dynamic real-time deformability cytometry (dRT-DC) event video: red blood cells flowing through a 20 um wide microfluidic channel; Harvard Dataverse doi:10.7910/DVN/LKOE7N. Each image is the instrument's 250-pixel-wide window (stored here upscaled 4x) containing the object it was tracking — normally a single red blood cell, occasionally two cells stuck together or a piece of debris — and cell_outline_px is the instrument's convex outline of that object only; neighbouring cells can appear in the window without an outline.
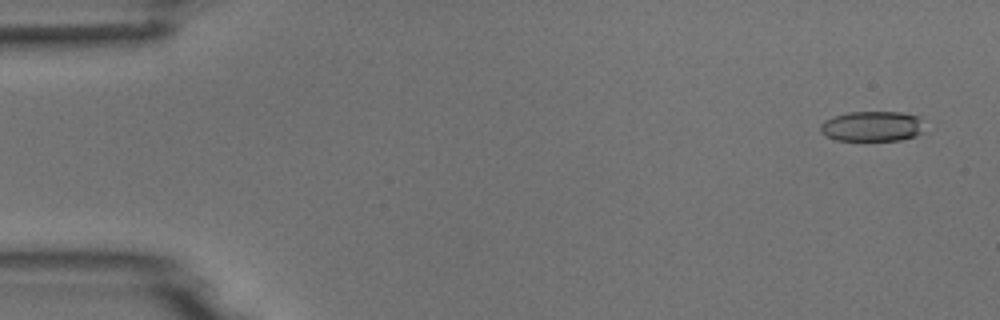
{"species": "common noctule bat (a hibernating species)", "species_latin": "Nyctalus noctula", "temperature_condition": "room temperature", "stored_images_in_passage": 10, "camera_frame_rate_fps": 3000, "um_per_image_px": 0.085, "animal": {"sex": "male", "body_mass_g": 18.8}, "frame": {"image": 1, "passage_image": 1, "time_ms": 0.0, "image_size_px": [1000, 320], "cell_outline_px": [[924, 132], [916, 136], [900, 140], [836, 140], [824, 136], [820, 132], [820, 124], [824, 120], [832, 116], [848, 112], [900, 112], [920, 116]], "centroid_in_image_um": [74.12, 10.73], "position_along_channel_um": 10.9, "area_um2": 18.61}}
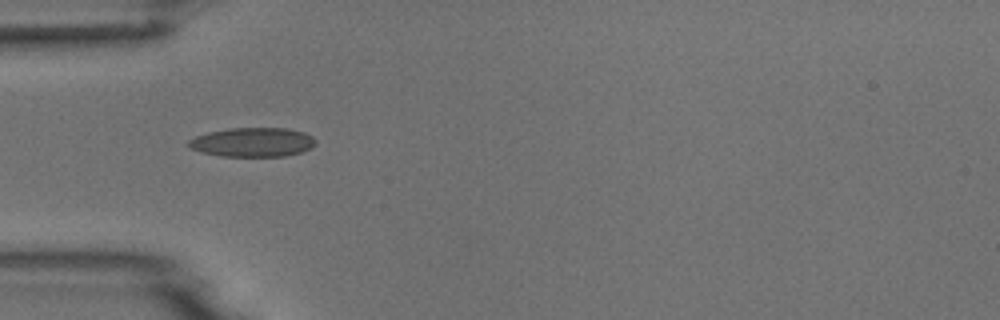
{"frame": {"image": 2, "passage_image": 5, "time_ms": 4.667, "image_size_px": [1000, 320], "cell_outline_px": [[316, 144], [312, 148], [300, 152], [284, 156], [220, 156], [200, 152], [188, 148], [184, 144], [188, 140], [196, 136], [208, 132], [228, 128], [288, 128], [304, 132], [312, 136], [316, 140]], "centroid_in_image_um": [21.43, 12.08], "position_along_channel_um": 63.6, "area_um2": 21.91}}
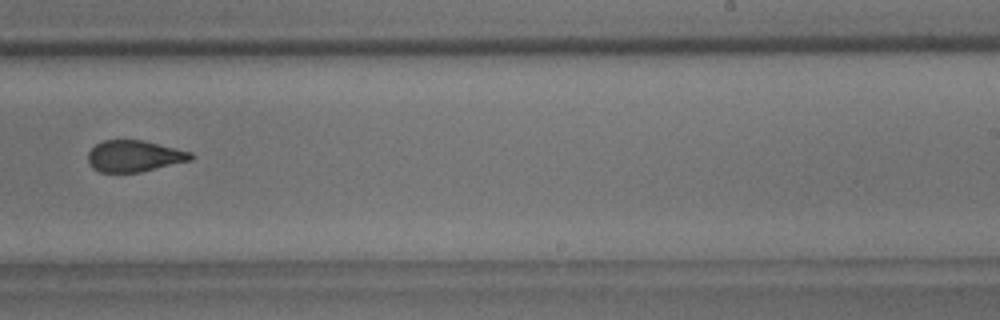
{"frame": {"image": 3, "passage_image": 10, "time_ms": 10.333, "image_size_px": [1000, 320], "cell_outline_px": [[196, 156], [192, 160], [140, 172], [100, 172], [92, 168], [88, 164], [88, 152], [96, 144], [104, 140], [144, 140], [192, 152]], "centroid_in_image_um": [11.43, 13.26], "position_along_channel_um": 277.6, "area_um2": 18.96}}